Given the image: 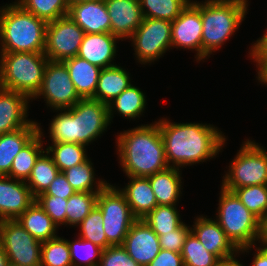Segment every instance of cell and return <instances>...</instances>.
Masks as SVG:
<instances>
[{"mask_svg":"<svg viewBox=\"0 0 267 266\" xmlns=\"http://www.w3.org/2000/svg\"><path fill=\"white\" fill-rule=\"evenodd\" d=\"M247 0H205L201 2L202 60L219 50L242 25Z\"/></svg>","mask_w":267,"mask_h":266,"instance_id":"5","label":"cell"},{"mask_svg":"<svg viewBox=\"0 0 267 266\" xmlns=\"http://www.w3.org/2000/svg\"><path fill=\"white\" fill-rule=\"evenodd\" d=\"M216 221L238 248L254 246L260 240V220L236 194L221 186Z\"/></svg>","mask_w":267,"mask_h":266,"instance_id":"7","label":"cell"},{"mask_svg":"<svg viewBox=\"0 0 267 266\" xmlns=\"http://www.w3.org/2000/svg\"><path fill=\"white\" fill-rule=\"evenodd\" d=\"M85 32L69 15L47 23L44 54L50 61L63 62L77 56Z\"/></svg>","mask_w":267,"mask_h":266,"instance_id":"13","label":"cell"},{"mask_svg":"<svg viewBox=\"0 0 267 266\" xmlns=\"http://www.w3.org/2000/svg\"><path fill=\"white\" fill-rule=\"evenodd\" d=\"M249 55L254 60L253 62H256L257 70L267 62V28L264 35L252 44Z\"/></svg>","mask_w":267,"mask_h":266,"instance_id":"46","label":"cell"},{"mask_svg":"<svg viewBox=\"0 0 267 266\" xmlns=\"http://www.w3.org/2000/svg\"><path fill=\"white\" fill-rule=\"evenodd\" d=\"M8 266H20V265L9 263Z\"/></svg>","mask_w":267,"mask_h":266,"instance_id":"54","label":"cell"},{"mask_svg":"<svg viewBox=\"0 0 267 266\" xmlns=\"http://www.w3.org/2000/svg\"><path fill=\"white\" fill-rule=\"evenodd\" d=\"M181 169L171 166L147 177L150 181L157 205L176 206L182 194Z\"/></svg>","mask_w":267,"mask_h":266,"instance_id":"25","label":"cell"},{"mask_svg":"<svg viewBox=\"0 0 267 266\" xmlns=\"http://www.w3.org/2000/svg\"><path fill=\"white\" fill-rule=\"evenodd\" d=\"M191 232L190 226L184 222L175 230L159 236L161 249L181 253L186 237Z\"/></svg>","mask_w":267,"mask_h":266,"instance_id":"44","label":"cell"},{"mask_svg":"<svg viewBox=\"0 0 267 266\" xmlns=\"http://www.w3.org/2000/svg\"><path fill=\"white\" fill-rule=\"evenodd\" d=\"M75 192L76 191L73 189L71 184L67 181L64 173L59 172L47 190L40 195H52L59 198L68 199Z\"/></svg>","mask_w":267,"mask_h":266,"instance_id":"45","label":"cell"},{"mask_svg":"<svg viewBox=\"0 0 267 266\" xmlns=\"http://www.w3.org/2000/svg\"><path fill=\"white\" fill-rule=\"evenodd\" d=\"M184 266H218L219 259L208 252L197 237L190 232L181 252Z\"/></svg>","mask_w":267,"mask_h":266,"instance_id":"37","label":"cell"},{"mask_svg":"<svg viewBox=\"0 0 267 266\" xmlns=\"http://www.w3.org/2000/svg\"><path fill=\"white\" fill-rule=\"evenodd\" d=\"M41 96L53 110L72 108L81 99L63 62L48 60L41 88L31 100Z\"/></svg>","mask_w":267,"mask_h":266,"instance_id":"12","label":"cell"},{"mask_svg":"<svg viewBox=\"0 0 267 266\" xmlns=\"http://www.w3.org/2000/svg\"><path fill=\"white\" fill-rule=\"evenodd\" d=\"M255 247V255L253 256L252 265L251 266H267V247L261 245V247L247 246L239 249V252L242 254L245 252H249L251 248Z\"/></svg>","mask_w":267,"mask_h":266,"instance_id":"48","label":"cell"},{"mask_svg":"<svg viewBox=\"0 0 267 266\" xmlns=\"http://www.w3.org/2000/svg\"><path fill=\"white\" fill-rule=\"evenodd\" d=\"M111 22V33L123 41L141 25L143 15L139 0H105Z\"/></svg>","mask_w":267,"mask_h":266,"instance_id":"18","label":"cell"},{"mask_svg":"<svg viewBox=\"0 0 267 266\" xmlns=\"http://www.w3.org/2000/svg\"><path fill=\"white\" fill-rule=\"evenodd\" d=\"M44 211L51 217L52 221L59 227L66 225L67 199L52 195H39L35 198Z\"/></svg>","mask_w":267,"mask_h":266,"instance_id":"42","label":"cell"},{"mask_svg":"<svg viewBox=\"0 0 267 266\" xmlns=\"http://www.w3.org/2000/svg\"><path fill=\"white\" fill-rule=\"evenodd\" d=\"M116 144L119 163L126 176L149 177L169 167L156 121L120 132Z\"/></svg>","mask_w":267,"mask_h":266,"instance_id":"2","label":"cell"},{"mask_svg":"<svg viewBox=\"0 0 267 266\" xmlns=\"http://www.w3.org/2000/svg\"><path fill=\"white\" fill-rule=\"evenodd\" d=\"M59 172L50 154L45 150L37 159L30 177L26 181L32 196L36 198L44 193Z\"/></svg>","mask_w":267,"mask_h":266,"instance_id":"30","label":"cell"},{"mask_svg":"<svg viewBox=\"0 0 267 266\" xmlns=\"http://www.w3.org/2000/svg\"><path fill=\"white\" fill-rule=\"evenodd\" d=\"M191 232L205 249L219 260L237 256L240 253L215 219L212 220V218H206L202 215L197 216L191 227Z\"/></svg>","mask_w":267,"mask_h":266,"instance_id":"16","label":"cell"},{"mask_svg":"<svg viewBox=\"0 0 267 266\" xmlns=\"http://www.w3.org/2000/svg\"><path fill=\"white\" fill-rule=\"evenodd\" d=\"M47 22L17 2L0 8V52L44 53Z\"/></svg>","mask_w":267,"mask_h":266,"instance_id":"4","label":"cell"},{"mask_svg":"<svg viewBox=\"0 0 267 266\" xmlns=\"http://www.w3.org/2000/svg\"><path fill=\"white\" fill-rule=\"evenodd\" d=\"M30 100L27 95L0 87V134L19 130L33 122L27 118Z\"/></svg>","mask_w":267,"mask_h":266,"instance_id":"19","label":"cell"},{"mask_svg":"<svg viewBox=\"0 0 267 266\" xmlns=\"http://www.w3.org/2000/svg\"><path fill=\"white\" fill-rule=\"evenodd\" d=\"M67 243L73 266L99 265L103 248L80 237L75 241L67 240Z\"/></svg>","mask_w":267,"mask_h":266,"instance_id":"41","label":"cell"},{"mask_svg":"<svg viewBox=\"0 0 267 266\" xmlns=\"http://www.w3.org/2000/svg\"><path fill=\"white\" fill-rule=\"evenodd\" d=\"M39 125L33 121L27 127L0 134V175L8 176L15 156L39 132Z\"/></svg>","mask_w":267,"mask_h":266,"instance_id":"23","label":"cell"},{"mask_svg":"<svg viewBox=\"0 0 267 266\" xmlns=\"http://www.w3.org/2000/svg\"><path fill=\"white\" fill-rule=\"evenodd\" d=\"M148 266H184L181 253L161 249Z\"/></svg>","mask_w":267,"mask_h":266,"instance_id":"47","label":"cell"},{"mask_svg":"<svg viewBox=\"0 0 267 266\" xmlns=\"http://www.w3.org/2000/svg\"><path fill=\"white\" fill-rule=\"evenodd\" d=\"M9 260L7 259V255L3 250L2 244L0 242V266H8Z\"/></svg>","mask_w":267,"mask_h":266,"instance_id":"52","label":"cell"},{"mask_svg":"<svg viewBox=\"0 0 267 266\" xmlns=\"http://www.w3.org/2000/svg\"><path fill=\"white\" fill-rule=\"evenodd\" d=\"M99 192H75L67 199L66 225L77 226L96 205Z\"/></svg>","mask_w":267,"mask_h":266,"instance_id":"36","label":"cell"},{"mask_svg":"<svg viewBox=\"0 0 267 266\" xmlns=\"http://www.w3.org/2000/svg\"><path fill=\"white\" fill-rule=\"evenodd\" d=\"M81 99L93 98L101 68L78 56L63 61Z\"/></svg>","mask_w":267,"mask_h":266,"instance_id":"24","label":"cell"},{"mask_svg":"<svg viewBox=\"0 0 267 266\" xmlns=\"http://www.w3.org/2000/svg\"><path fill=\"white\" fill-rule=\"evenodd\" d=\"M118 40L112 33H85L77 56L101 69L115 66Z\"/></svg>","mask_w":267,"mask_h":266,"instance_id":"21","label":"cell"},{"mask_svg":"<svg viewBox=\"0 0 267 266\" xmlns=\"http://www.w3.org/2000/svg\"><path fill=\"white\" fill-rule=\"evenodd\" d=\"M68 15L85 33H111L105 0H87L71 4Z\"/></svg>","mask_w":267,"mask_h":266,"instance_id":"20","label":"cell"},{"mask_svg":"<svg viewBox=\"0 0 267 266\" xmlns=\"http://www.w3.org/2000/svg\"><path fill=\"white\" fill-rule=\"evenodd\" d=\"M26 11L34 14L45 22L55 21L68 15L67 0H16Z\"/></svg>","mask_w":267,"mask_h":266,"instance_id":"35","label":"cell"},{"mask_svg":"<svg viewBox=\"0 0 267 266\" xmlns=\"http://www.w3.org/2000/svg\"><path fill=\"white\" fill-rule=\"evenodd\" d=\"M191 0H139L143 18L174 21Z\"/></svg>","mask_w":267,"mask_h":266,"instance_id":"33","label":"cell"},{"mask_svg":"<svg viewBox=\"0 0 267 266\" xmlns=\"http://www.w3.org/2000/svg\"><path fill=\"white\" fill-rule=\"evenodd\" d=\"M129 72L119 65L103 68L92 99L108 105L131 85Z\"/></svg>","mask_w":267,"mask_h":266,"instance_id":"26","label":"cell"},{"mask_svg":"<svg viewBox=\"0 0 267 266\" xmlns=\"http://www.w3.org/2000/svg\"><path fill=\"white\" fill-rule=\"evenodd\" d=\"M93 167L88 158L81 164L64 170L63 173L76 192H100L108 183L101 179L95 181L96 174Z\"/></svg>","mask_w":267,"mask_h":266,"instance_id":"31","label":"cell"},{"mask_svg":"<svg viewBox=\"0 0 267 266\" xmlns=\"http://www.w3.org/2000/svg\"><path fill=\"white\" fill-rule=\"evenodd\" d=\"M236 256H232L230 258L219 260L218 266H245L240 261H238Z\"/></svg>","mask_w":267,"mask_h":266,"instance_id":"50","label":"cell"},{"mask_svg":"<svg viewBox=\"0 0 267 266\" xmlns=\"http://www.w3.org/2000/svg\"><path fill=\"white\" fill-rule=\"evenodd\" d=\"M227 171L221 184L228 191L251 185H267V150L254 140L247 139Z\"/></svg>","mask_w":267,"mask_h":266,"instance_id":"8","label":"cell"},{"mask_svg":"<svg viewBox=\"0 0 267 266\" xmlns=\"http://www.w3.org/2000/svg\"><path fill=\"white\" fill-rule=\"evenodd\" d=\"M0 242L9 263L40 266L42 243L25 230L18 220L0 221Z\"/></svg>","mask_w":267,"mask_h":266,"instance_id":"11","label":"cell"},{"mask_svg":"<svg viewBox=\"0 0 267 266\" xmlns=\"http://www.w3.org/2000/svg\"><path fill=\"white\" fill-rule=\"evenodd\" d=\"M260 221L267 213V185H251L233 191Z\"/></svg>","mask_w":267,"mask_h":266,"instance_id":"40","label":"cell"},{"mask_svg":"<svg viewBox=\"0 0 267 266\" xmlns=\"http://www.w3.org/2000/svg\"><path fill=\"white\" fill-rule=\"evenodd\" d=\"M122 246L140 266H148L161 250L159 236L143 219L134 221Z\"/></svg>","mask_w":267,"mask_h":266,"instance_id":"15","label":"cell"},{"mask_svg":"<svg viewBox=\"0 0 267 266\" xmlns=\"http://www.w3.org/2000/svg\"><path fill=\"white\" fill-rule=\"evenodd\" d=\"M130 41L136 60L141 64H151L172 48L171 21L143 18Z\"/></svg>","mask_w":267,"mask_h":266,"instance_id":"10","label":"cell"},{"mask_svg":"<svg viewBox=\"0 0 267 266\" xmlns=\"http://www.w3.org/2000/svg\"><path fill=\"white\" fill-rule=\"evenodd\" d=\"M40 266H73L66 238L58 236L42 242Z\"/></svg>","mask_w":267,"mask_h":266,"instance_id":"39","label":"cell"},{"mask_svg":"<svg viewBox=\"0 0 267 266\" xmlns=\"http://www.w3.org/2000/svg\"><path fill=\"white\" fill-rule=\"evenodd\" d=\"M180 216L176 206L157 205L143 220L160 236L177 229L183 223Z\"/></svg>","mask_w":267,"mask_h":266,"instance_id":"34","label":"cell"},{"mask_svg":"<svg viewBox=\"0 0 267 266\" xmlns=\"http://www.w3.org/2000/svg\"><path fill=\"white\" fill-rule=\"evenodd\" d=\"M146 96L134 85H130L119 96L108 104L110 123L117 111L122 117L127 119H134L140 117L146 108Z\"/></svg>","mask_w":267,"mask_h":266,"instance_id":"29","label":"cell"},{"mask_svg":"<svg viewBox=\"0 0 267 266\" xmlns=\"http://www.w3.org/2000/svg\"><path fill=\"white\" fill-rule=\"evenodd\" d=\"M49 133L52 142L88 146L102 136L110 124L108 105L92 98L80 99L72 108L57 109Z\"/></svg>","mask_w":267,"mask_h":266,"instance_id":"3","label":"cell"},{"mask_svg":"<svg viewBox=\"0 0 267 266\" xmlns=\"http://www.w3.org/2000/svg\"><path fill=\"white\" fill-rule=\"evenodd\" d=\"M171 42L173 48L195 50L197 62L202 60L201 2H190L171 22Z\"/></svg>","mask_w":267,"mask_h":266,"instance_id":"14","label":"cell"},{"mask_svg":"<svg viewBox=\"0 0 267 266\" xmlns=\"http://www.w3.org/2000/svg\"><path fill=\"white\" fill-rule=\"evenodd\" d=\"M260 245L267 247V213L265 217L260 221ZM262 243V244H261Z\"/></svg>","mask_w":267,"mask_h":266,"instance_id":"49","label":"cell"},{"mask_svg":"<svg viewBox=\"0 0 267 266\" xmlns=\"http://www.w3.org/2000/svg\"><path fill=\"white\" fill-rule=\"evenodd\" d=\"M257 74L259 82L267 85V62L257 71Z\"/></svg>","mask_w":267,"mask_h":266,"instance_id":"51","label":"cell"},{"mask_svg":"<svg viewBox=\"0 0 267 266\" xmlns=\"http://www.w3.org/2000/svg\"><path fill=\"white\" fill-rule=\"evenodd\" d=\"M127 177L130 181L119 190L124 194L133 216L143 219L157 206L150 181L147 177Z\"/></svg>","mask_w":267,"mask_h":266,"instance_id":"22","label":"cell"},{"mask_svg":"<svg viewBox=\"0 0 267 266\" xmlns=\"http://www.w3.org/2000/svg\"><path fill=\"white\" fill-rule=\"evenodd\" d=\"M158 125L168 166L173 168L208 161L207 159L216 157L226 144L225 135L214 125L173 123L167 118L159 119Z\"/></svg>","mask_w":267,"mask_h":266,"instance_id":"1","label":"cell"},{"mask_svg":"<svg viewBox=\"0 0 267 266\" xmlns=\"http://www.w3.org/2000/svg\"><path fill=\"white\" fill-rule=\"evenodd\" d=\"M39 126V132L21 149L15 156L9 177L21 181H27L32 172V168L39 156L45 152L43 149V132Z\"/></svg>","mask_w":267,"mask_h":266,"instance_id":"28","label":"cell"},{"mask_svg":"<svg viewBox=\"0 0 267 266\" xmlns=\"http://www.w3.org/2000/svg\"><path fill=\"white\" fill-rule=\"evenodd\" d=\"M48 58L36 52H0V87L32 99L40 90Z\"/></svg>","mask_w":267,"mask_h":266,"instance_id":"6","label":"cell"},{"mask_svg":"<svg viewBox=\"0 0 267 266\" xmlns=\"http://www.w3.org/2000/svg\"><path fill=\"white\" fill-rule=\"evenodd\" d=\"M98 266H140L127 253L122 245L109 246L103 249Z\"/></svg>","mask_w":267,"mask_h":266,"instance_id":"43","label":"cell"},{"mask_svg":"<svg viewBox=\"0 0 267 266\" xmlns=\"http://www.w3.org/2000/svg\"><path fill=\"white\" fill-rule=\"evenodd\" d=\"M103 215L100 208L95 205L91 212L84 218V220L77 225L80 227V238L92 242L103 249L111 246L107 242V238L103 229Z\"/></svg>","mask_w":267,"mask_h":266,"instance_id":"38","label":"cell"},{"mask_svg":"<svg viewBox=\"0 0 267 266\" xmlns=\"http://www.w3.org/2000/svg\"><path fill=\"white\" fill-rule=\"evenodd\" d=\"M16 220L41 243L58 237L59 227L36 200Z\"/></svg>","mask_w":267,"mask_h":266,"instance_id":"27","label":"cell"},{"mask_svg":"<svg viewBox=\"0 0 267 266\" xmlns=\"http://www.w3.org/2000/svg\"><path fill=\"white\" fill-rule=\"evenodd\" d=\"M82 1H87V0H67L69 5L77 3V2H82ZM97 1H102V0H97Z\"/></svg>","mask_w":267,"mask_h":266,"instance_id":"53","label":"cell"},{"mask_svg":"<svg viewBox=\"0 0 267 266\" xmlns=\"http://www.w3.org/2000/svg\"><path fill=\"white\" fill-rule=\"evenodd\" d=\"M113 186L107 184L99 193L96 205L103 215V229L107 242L111 246L122 245L124 239L136 218L124 194Z\"/></svg>","mask_w":267,"mask_h":266,"instance_id":"9","label":"cell"},{"mask_svg":"<svg viewBox=\"0 0 267 266\" xmlns=\"http://www.w3.org/2000/svg\"><path fill=\"white\" fill-rule=\"evenodd\" d=\"M34 201L25 181L0 175V221L16 220Z\"/></svg>","mask_w":267,"mask_h":266,"instance_id":"17","label":"cell"},{"mask_svg":"<svg viewBox=\"0 0 267 266\" xmlns=\"http://www.w3.org/2000/svg\"><path fill=\"white\" fill-rule=\"evenodd\" d=\"M47 146L45 149L60 172L81 164L88 159L86 146L78 143H57Z\"/></svg>","mask_w":267,"mask_h":266,"instance_id":"32","label":"cell"}]
</instances>
